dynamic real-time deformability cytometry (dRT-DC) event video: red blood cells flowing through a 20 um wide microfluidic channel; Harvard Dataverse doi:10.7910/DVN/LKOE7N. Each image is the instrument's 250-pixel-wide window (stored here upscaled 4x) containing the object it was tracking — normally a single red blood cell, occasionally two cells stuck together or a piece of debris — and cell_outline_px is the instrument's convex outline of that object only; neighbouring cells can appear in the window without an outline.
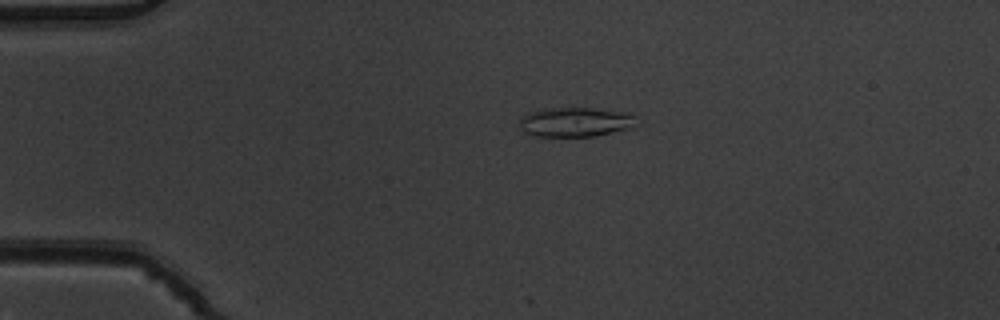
{"species": "common noctule bat (a hibernating species)", "species_latin": "Nyctalus noctula", "temperature_condition": "warm", "stored_images_in_passage": 2, "camera_frame_rate_fps": 3000, "um_per_image_px": 0.085, "animal": {"sex": "male", "body_mass_g": 19.5, "forearm_length_mm": 54.6}, "frame": {"image": 1, "passage_image": 1, "time_ms": 0.0, "image_size_px": [1000, 320], "cell_outline_px": [[636, 116], [628, 128], [596, 136], [532, 136], [524, 132], [520, 128], [520, 116], [528, 112], [544, 108], [592, 108], [624, 112]], "centroid_in_image_um": [48.79, 10.37], "position_along_channel_um": 36.2, "area_um2": 19.88}}